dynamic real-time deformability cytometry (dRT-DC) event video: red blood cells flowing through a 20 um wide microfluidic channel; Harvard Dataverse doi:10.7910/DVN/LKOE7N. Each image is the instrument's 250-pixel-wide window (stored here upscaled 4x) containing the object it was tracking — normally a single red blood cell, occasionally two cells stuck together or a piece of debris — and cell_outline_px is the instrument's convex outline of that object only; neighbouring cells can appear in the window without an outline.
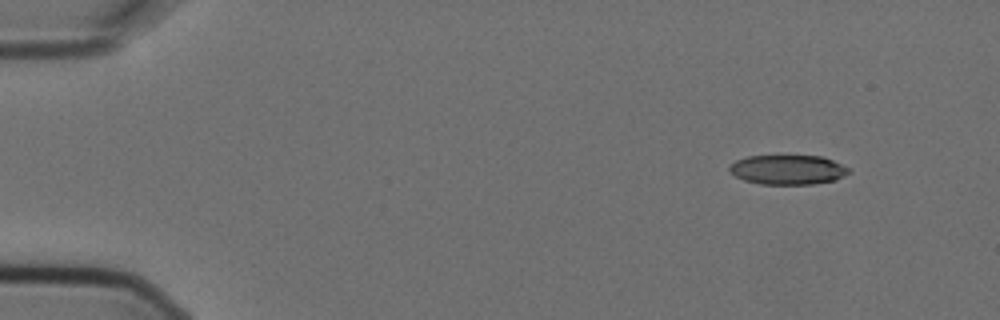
{"species": "Egyptian fruit bat (a non-hibernating species)", "species_latin": "Rousettus aegyptiacus", "temperature_condition": "cold", "stored_images_in_passage": 5, "segment_of_instrument_passage": [1, 2], "camera_frame_rate_fps": 3000, "um_per_image_px": 0.085, "animal": {"sex": "female"}, "frame": {"image": 1, "passage_image": 1, "time_ms": 0.0, "image_size_px": [1000, 320], "cell_outline_px": [[852, 172], [844, 176], [832, 180], [812, 184], [760, 184], [744, 180], [736, 176], [728, 168], [736, 160], [748, 156], [820, 156], [832, 160], [848, 168]], "centroid_in_image_um": [66.96, 14.42], "position_along_channel_um": 18.0, "area_um2": 20.29}}